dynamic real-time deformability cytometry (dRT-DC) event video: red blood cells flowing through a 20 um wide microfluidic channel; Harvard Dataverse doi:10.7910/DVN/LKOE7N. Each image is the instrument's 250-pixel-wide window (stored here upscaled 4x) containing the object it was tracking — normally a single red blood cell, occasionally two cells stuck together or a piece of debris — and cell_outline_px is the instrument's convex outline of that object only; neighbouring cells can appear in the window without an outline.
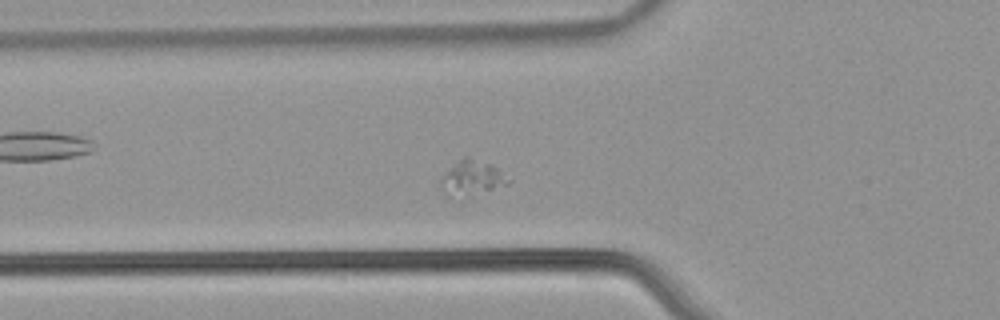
{"species": "common noctule bat (a hibernating species)", "species_latin": "Nyctalus noctula", "temperature_condition": "warm", "stored_images_in_passage": 48, "camera_frame_rate_fps": 3000, "um_per_image_px": 0.085, "animal": {"sex": "male", "body_mass_g": 21.5, "forearm_length_mm": 52.0}, "frame": {"image": 1, "passage_image": 11, "time_ms": 3.333, "image_size_px": [1000, 320], "cell_outline_px": [[512, 180], [508, 184], [492, 188], [440, 188], [440, 176], [464, 156], [468, 156], [492, 164]], "centroid_in_image_um": [40.22, 14.89], "position_along_channel_um": 85.6, "area_um2": 11.5}}
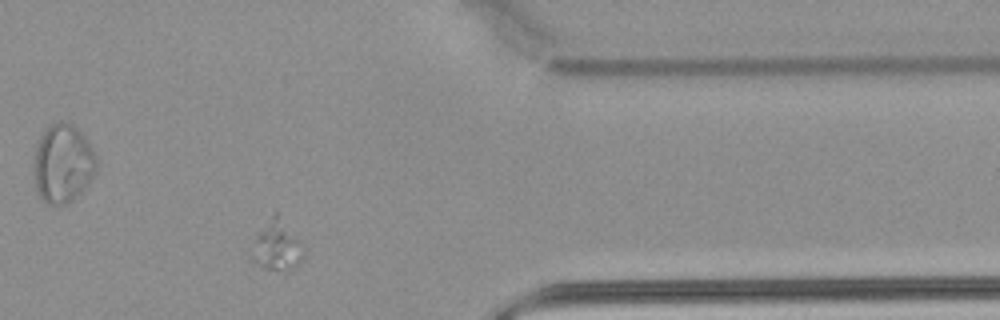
{"frame": {"image": 2, "passage_image": 37, "time_ms": 12.0, "image_size_px": [1000, 320], "cell_outline_px": [[304, 256], [300, 264], [296, 268], [264, 268], [252, 260], [252, 256], [256, 236], [272, 216], [276, 212], [300, 240], [304, 252]], "centroid_in_image_um": [23.59, 20.9], "position_along_channel_um": 387.8, "area_um2": 14.33}}
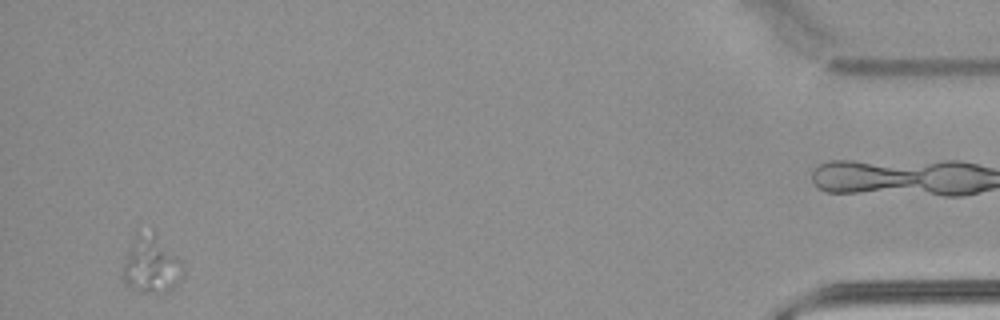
{"frame": {"image": 3, "passage_image": 45, "time_ms": 14.667, "image_size_px": [1000, 320], "cell_outline_px": [[184, 276], [168, 292], [140, 292], [132, 288], [124, 280], [124, 264], [136, 228], [152, 228], [156, 232], [180, 260], [184, 268]], "centroid_in_image_um": [12.88, 22.4], "position_along_channel_um": 422.3, "area_um2": 20.46}}